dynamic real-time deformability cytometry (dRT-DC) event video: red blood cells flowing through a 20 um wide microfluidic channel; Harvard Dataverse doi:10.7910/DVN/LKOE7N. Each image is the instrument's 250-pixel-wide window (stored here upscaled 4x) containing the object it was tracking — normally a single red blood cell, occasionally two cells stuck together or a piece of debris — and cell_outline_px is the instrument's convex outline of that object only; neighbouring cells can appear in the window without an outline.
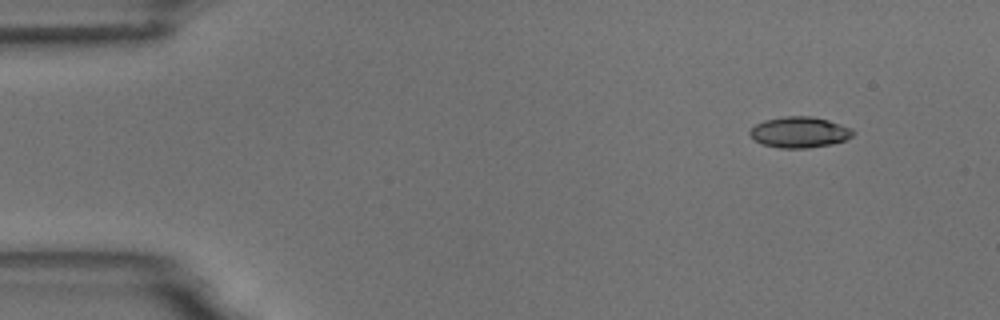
{"species": "common noctule bat (a hibernating species)", "species_latin": "Nyctalus noctula", "temperature_condition": "room temperature", "stored_images_in_passage": 4, "camera_frame_rate_fps": 3000, "um_per_image_px": 0.085, "animal": {"sex": "male", "body_mass_g": 18.8}, "frame": {"image": 1, "passage_image": 1, "time_ms": 0.0, "image_size_px": [1000, 320], "cell_outline_px": [[856, 132], [852, 136], [844, 140], [832, 144], [808, 148], [780, 148], [760, 144], [752, 140], [748, 132], [756, 124], [764, 120], [784, 116], [812, 116], [828, 120], [852, 128]], "centroid_in_image_um": [67.93, 11.24], "position_along_channel_um": 17.1, "area_um2": 18.79}}
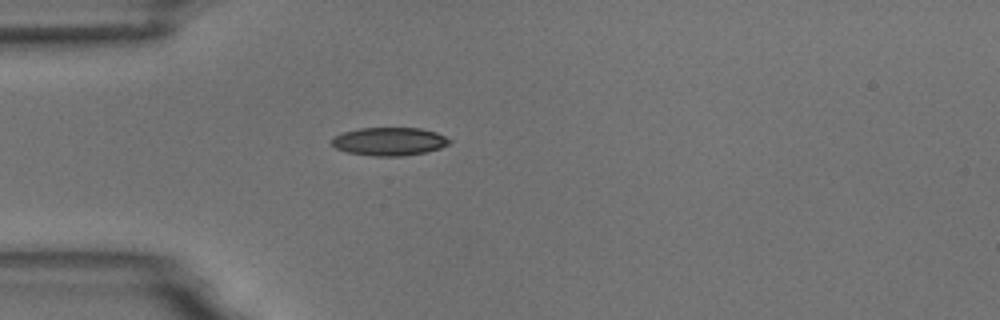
{"frame": {"image": 2, "passage_image": 4, "time_ms": 3.333, "image_size_px": [1000, 320], "cell_outline_px": [[452, 140], [448, 144], [440, 148], [424, 152], [404, 156], [372, 156], [348, 152], [336, 148], [332, 144], [332, 140], [336, 136], [344, 132], [360, 128], [420, 128], [436, 132]], "centroid_in_image_um": [33.11, 12.02], "position_along_channel_um": 51.9, "area_um2": 19.13}}